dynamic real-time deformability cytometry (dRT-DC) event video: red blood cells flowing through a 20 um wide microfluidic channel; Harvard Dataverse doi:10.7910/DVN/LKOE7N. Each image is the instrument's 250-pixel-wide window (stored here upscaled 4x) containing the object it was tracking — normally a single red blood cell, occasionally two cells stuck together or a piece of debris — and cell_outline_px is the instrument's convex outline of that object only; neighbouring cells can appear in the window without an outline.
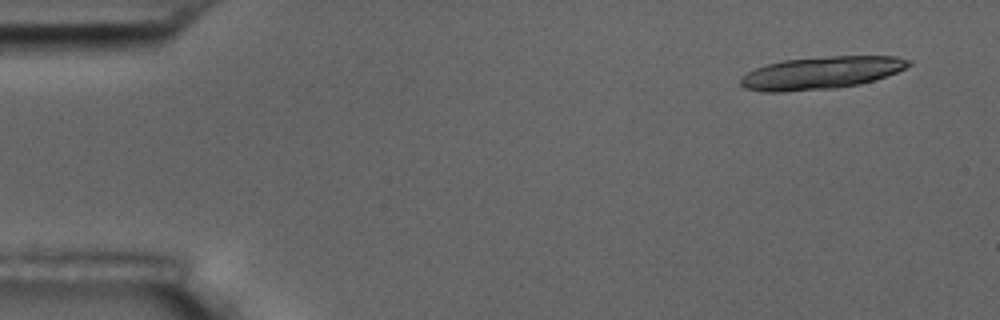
{"species": "common noctule bat (a hibernating species)", "species_latin": "Nyctalus noctula", "temperature_condition": "room temperature", "stored_images_in_passage": 6, "camera_frame_rate_fps": 3000, "um_per_image_px": 0.085, "animal": {"sex": "male", "body_mass_g": 17.5, "forearm_length_mm": 52.3}, "frame": {"image": 1, "passage_image": 1, "time_ms": 0.0, "image_size_px": [1000, 320], "cell_outline_px": [[912, 64], [896, 72], [860, 84], [836, 88], [784, 92], [764, 92], [744, 88], [740, 84], [740, 80], [748, 72], [756, 68], [768, 64], [784, 60], [828, 56], [896, 56], [912, 60]], "centroid_in_image_um": [69.8, 6.19], "position_along_channel_um": 15.2, "area_um2": 31.67}}